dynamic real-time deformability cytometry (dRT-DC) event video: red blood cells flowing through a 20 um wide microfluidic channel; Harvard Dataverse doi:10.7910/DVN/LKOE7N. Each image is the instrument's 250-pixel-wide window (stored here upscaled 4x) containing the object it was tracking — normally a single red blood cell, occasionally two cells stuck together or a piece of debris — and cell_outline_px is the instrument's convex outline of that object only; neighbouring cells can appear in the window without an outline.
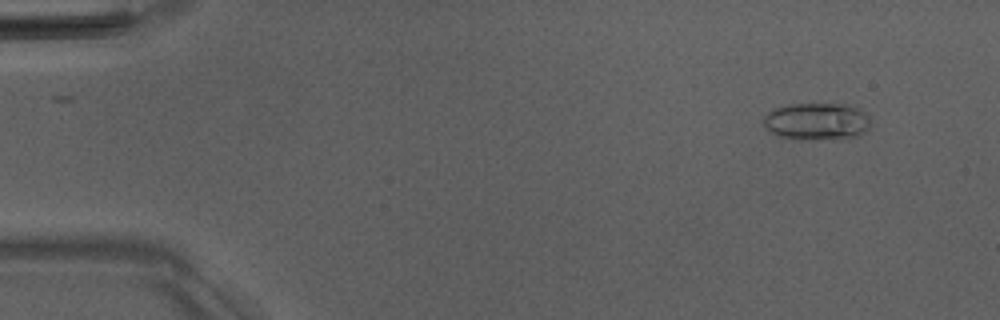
{"species": "Egyptian fruit bat (a non-hibernating species)", "species_latin": "Rousettus aegyptiacus", "temperature_condition": "room temperature", "stored_images_in_passage": 52, "camera_frame_rate_fps": 3000, "um_per_image_px": 0.085, "animal": {"sex": "male"}, "frame": {"image": 1, "passage_image": 5, "time_ms": 1.333, "image_size_px": [1000, 320], "cell_outline_px": [[868, 128], [860, 136], [848, 140], [804, 140], [780, 136], [772, 132], [764, 124], [764, 116], [768, 112], [776, 108], [792, 104], [848, 104], [860, 108], [868, 116]], "centroid_in_image_um": [69.49, 10.35], "position_along_channel_um": 15.5, "area_um2": 23.52}}
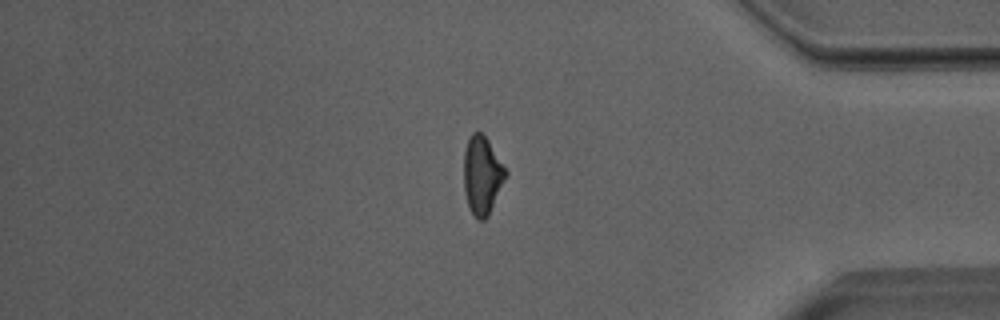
{"frame": {"image": 2, "passage_image": 44, "time_ms": 14.333, "image_size_px": [1000, 320], "cell_outline_px": [[508, 172], [488, 216], [484, 220], [476, 220], [472, 216], [464, 192], [464, 152], [468, 140], [472, 132], [480, 132], [488, 140]], "centroid_in_image_um": [40.97, 14.93], "position_along_channel_um": 394.2, "area_um2": 18.96}}
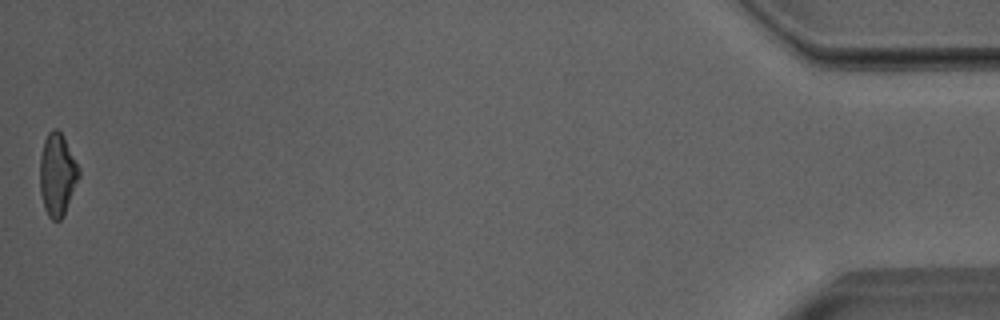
{"frame": {"image": 3, "passage_image": 52, "time_ms": 17.0, "image_size_px": [1000, 320], "cell_outline_px": [[80, 176], [64, 216], [60, 220], [52, 220], [48, 216], [44, 208], [40, 192], [40, 156], [44, 140], [48, 132], [52, 128], [56, 128], [64, 136], [80, 168]], "centroid_in_image_um": [4.88, 14.84], "position_along_channel_um": 430.3, "area_um2": 19.02}, "authors_computed_cell_mechanics": {"area_um2": 19.3052, "velocity_mm_per_s": 4.0012, "shape_relaxation_time_tau1_ms": 6.03, "shape_relaxation_time_tau2_ms": 1.9604, "deformation_change_tau1": 0.188, "deformation_change_tau2": 0.0885}}